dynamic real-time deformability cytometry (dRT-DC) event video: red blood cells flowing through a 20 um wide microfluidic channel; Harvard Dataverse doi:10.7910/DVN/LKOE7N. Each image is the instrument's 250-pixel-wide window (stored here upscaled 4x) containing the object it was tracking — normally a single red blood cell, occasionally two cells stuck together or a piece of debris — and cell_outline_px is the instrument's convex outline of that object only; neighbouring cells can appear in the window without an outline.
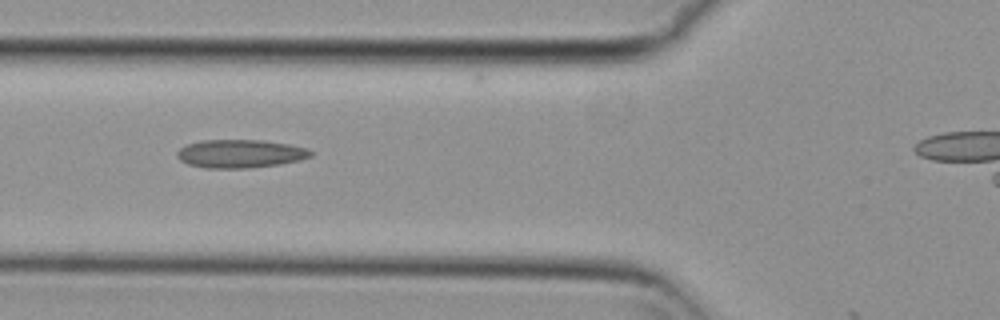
{"species": "common noctule bat (a hibernating species)", "species_latin": "Nyctalus noctula", "temperature_condition": "cold", "stored_images_in_passage": 19, "camera_frame_rate_fps": 3000, "um_per_image_px": 0.085, "animal": {"sex": "female", "body_mass_g": 29.2, "forearm_length_mm": 56.3}, "frame": {"image": 1, "passage_image": 12, "time_ms": 3.667, "image_size_px": [1000, 320], "cell_outline_px": [[312, 156], [300, 160], [280, 164], [248, 168], [204, 168], [188, 164], [180, 160], [176, 156], [176, 152], [180, 148], [188, 144], [200, 140], [264, 140], [288, 144], [308, 148], [312, 152]], "centroid_in_image_um": [20.41, 13.06], "position_along_channel_um": 105.4, "area_um2": 22.14}}
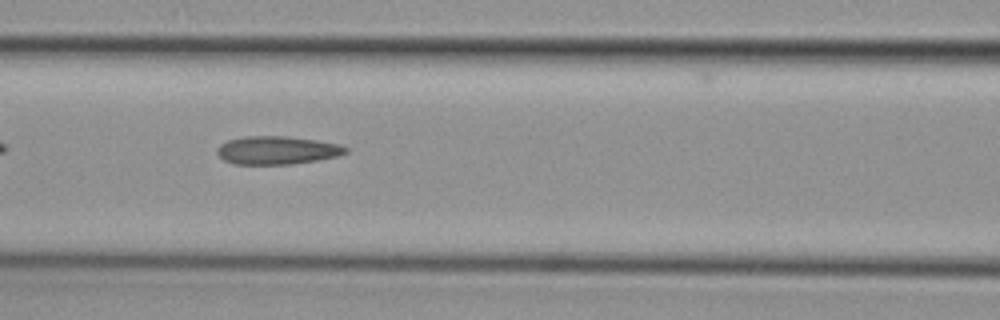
{"frame": {"image": 2, "passage_image": 15, "time_ms": 4.667, "image_size_px": [1000, 320], "cell_outline_px": [[348, 152], [336, 156], [316, 160], [292, 164], [232, 164], [224, 160], [216, 152], [216, 148], [220, 144], [228, 140], [244, 136], [288, 136], [316, 140], [340, 144], [348, 148]], "centroid_in_image_um": [23.53, 12.76], "position_along_channel_um": 143.1, "area_um2": 21.15}}